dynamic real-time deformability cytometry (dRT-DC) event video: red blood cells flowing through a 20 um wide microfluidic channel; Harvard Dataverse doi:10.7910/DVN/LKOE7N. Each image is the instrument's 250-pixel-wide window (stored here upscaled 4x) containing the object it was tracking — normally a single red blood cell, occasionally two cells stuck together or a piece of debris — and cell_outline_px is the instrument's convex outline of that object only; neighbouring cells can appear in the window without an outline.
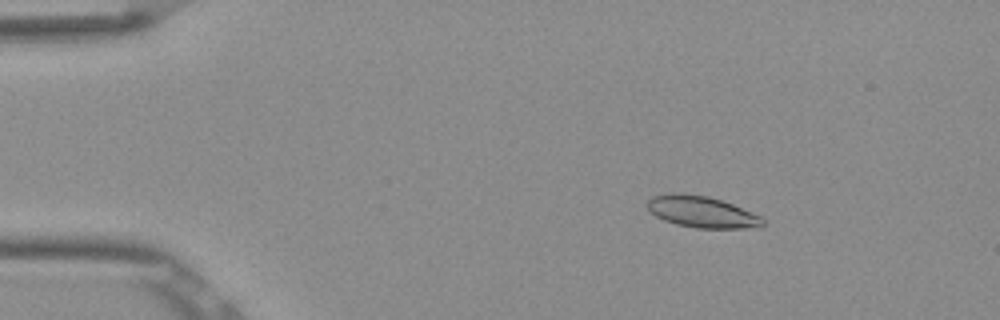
{"species": "Egyptian fruit bat (a non-hibernating species)", "species_latin": "Rousettus aegyptiacus", "temperature_condition": "room temperature", "stored_images_in_passage": 53, "camera_frame_rate_fps": 3000, "um_per_image_px": 0.085, "frame": {"image": 1, "passage_image": 9, "time_ms": 2.667, "image_size_px": [1000, 320], "cell_outline_px": [[764, 224], [744, 228], [696, 228], [676, 224], [664, 220], [656, 216], [648, 208], [648, 200], [652, 196], [672, 192], [684, 192], [708, 196], [732, 204], [760, 216], [764, 220]], "centroid_in_image_um": [59.6, 17.99], "position_along_channel_um": 25.4, "area_um2": 20.98}}
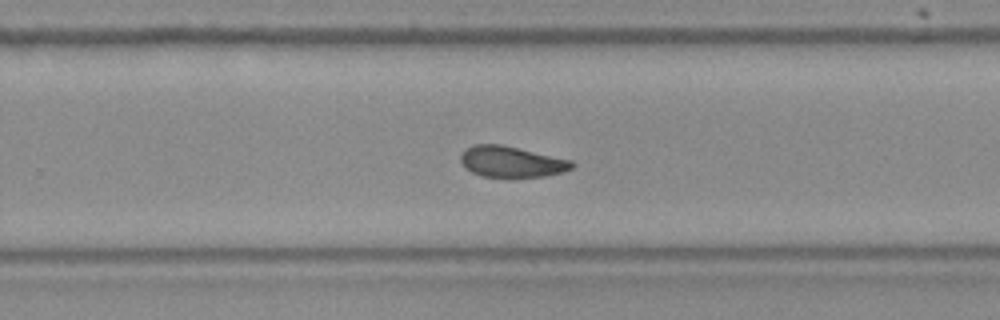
{"frame": {"image": 2, "passage_image": 35, "time_ms": 11.333, "image_size_px": [1000, 320], "cell_outline_px": [[576, 164], [572, 168], [564, 172], [544, 176], [484, 176], [472, 172], [460, 160], [460, 152], [464, 148], [472, 144], [500, 144], [572, 160]], "centroid_in_image_um": [43.47, 13.72], "position_along_channel_um": 286.3, "area_um2": 19.88}}
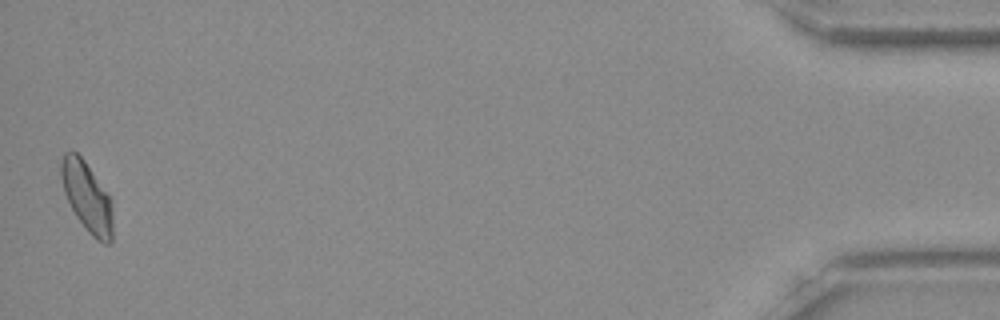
{"frame": {"image": 3, "passage_image": 53, "time_ms": 17.333, "image_size_px": [1000, 320], "cell_outline_px": [[112, 240], [108, 244], [104, 244], [96, 240], [88, 232], [76, 216], [64, 192], [60, 176], [60, 164], [64, 152], [76, 152], [84, 160], [112, 200]], "centroid_in_image_um": [7.39, 16.75], "position_along_channel_um": 427.8, "area_um2": 20.92}, "authors_computed_cell_mechanics": {"area_um2": 20.9236, "velocity_mm_per_s": 3.8597, "shape_relaxation_time_tau1_ms": null, "shape_relaxation_time_tau2_ms": 3.3069, "deformation_change_tau1": null, "deformation_change_tau2": 0.0795}}